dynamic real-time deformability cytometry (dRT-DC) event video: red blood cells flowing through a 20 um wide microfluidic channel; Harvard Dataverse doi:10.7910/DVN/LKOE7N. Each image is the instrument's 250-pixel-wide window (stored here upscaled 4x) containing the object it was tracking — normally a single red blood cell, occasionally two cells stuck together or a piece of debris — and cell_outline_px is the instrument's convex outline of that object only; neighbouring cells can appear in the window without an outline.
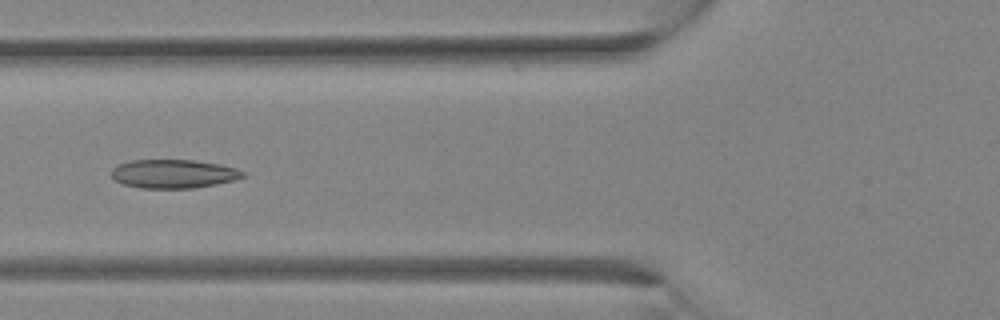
{"species": "Egyptian fruit bat (a non-hibernating species)", "species_latin": "Rousettus aegyptiacus", "temperature_condition": "room temperature", "stored_images_in_passage": 28, "camera_frame_rate_fps": 3000, "um_per_image_px": 0.085, "animal": {"sex": "female"}, "frame": {"image": 1, "passage_image": 12, "time_ms": 3.667, "image_size_px": [1000, 320], "cell_outline_px": [[244, 176], [232, 180], [216, 184], [192, 188], [140, 188], [124, 184], [116, 180], [112, 176], [112, 168], [116, 164], [132, 160], [196, 160], [220, 164], [236, 168], [244, 172]], "centroid_in_image_um": [14.73, 14.76], "position_along_channel_um": 111.1, "area_um2": 21.91}}
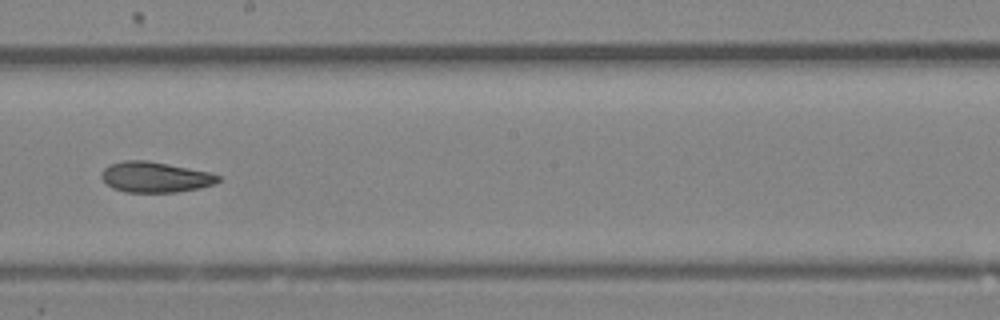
{"frame": {"image": 2, "passage_image": 18, "time_ms": 5.667, "image_size_px": [1000, 320], "cell_outline_px": [[220, 180], [212, 184], [200, 188], [176, 192], [124, 192], [112, 188], [100, 176], [100, 172], [108, 164], [124, 160], [148, 160], [212, 172], [220, 176]], "centroid_in_image_um": [13.17, 15.04], "position_along_channel_um": 235.0, "area_um2": 20.98}}
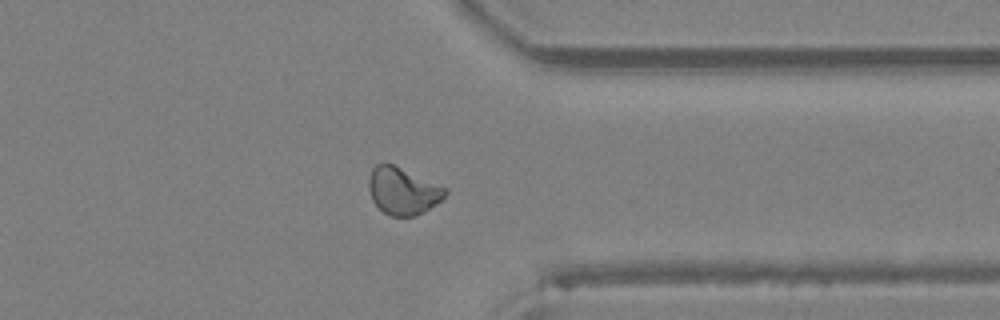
{"frame": {"image": 3, "passage_image": 25, "time_ms": 8.0, "image_size_px": [1000, 320], "cell_outline_px": [[448, 192], [440, 200], [424, 212], [416, 216], [392, 216], [384, 212], [372, 200], [368, 188], [368, 180], [372, 168], [376, 164], [392, 164], [448, 188]], "centroid_in_image_um": [34.23, 16.23], "position_along_channel_um": 377.2, "area_um2": 20.81}}